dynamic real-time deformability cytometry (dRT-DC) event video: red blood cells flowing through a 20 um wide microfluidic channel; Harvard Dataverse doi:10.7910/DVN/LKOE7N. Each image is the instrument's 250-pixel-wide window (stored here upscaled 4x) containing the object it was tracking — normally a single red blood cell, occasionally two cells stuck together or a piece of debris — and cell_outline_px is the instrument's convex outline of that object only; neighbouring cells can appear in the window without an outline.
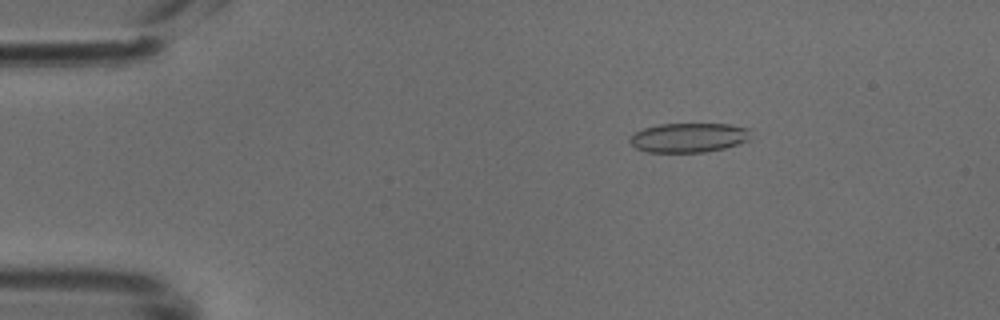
{"species": "common noctule bat (a hibernating species)", "species_latin": "Nyctalus noctula", "temperature_condition": "cold", "stored_images_in_passage": 41, "camera_frame_rate_fps": 3000, "um_per_image_px": 0.085, "animal": {"sex": "male", "body_mass_g": 18.8}, "frame": {"image": 1, "passage_image": 3, "time_ms": 0.667, "image_size_px": [1000, 320], "cell_outline_px": [[748, 140], [724, 148], [704, 152], [644, 152], [636, 148], [628, 140], [636, 132], [644, 128], [660, 124], [732, 124], [748, 128]], "centroid_in_image_um": [58.51, 11.7], "position_along_channel_um": 26.5, "area_um2": 20.52}}
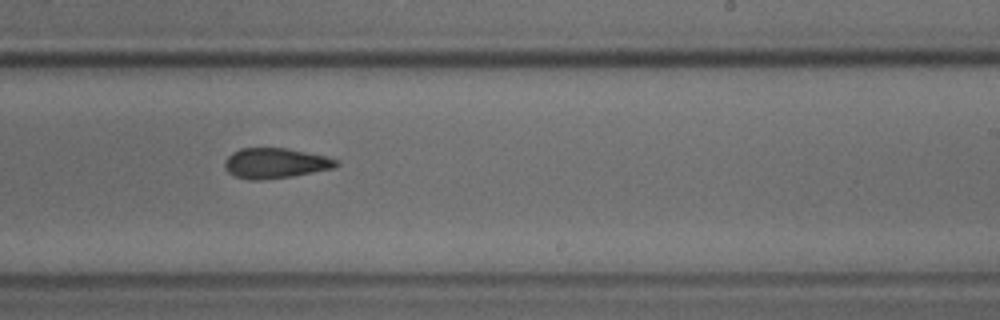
{"frame": {"image": 2, "passage_image": 25, "time_ms": 8.0, "image_size_px": [1000, 320], "cell_outline_px": [[340, 164], [332, 168], [292, 176], [260, 180], [248, 180], [236, 176], [228, 172], [224, 168], [224, 160], [232, 152], [240, 148], [288, 148], [324, 156], [340, 160]], "centroid_in_image_um": [23.37, 13.86], "position_along_channel_um": 265.6, "area_um2": 19.65}}
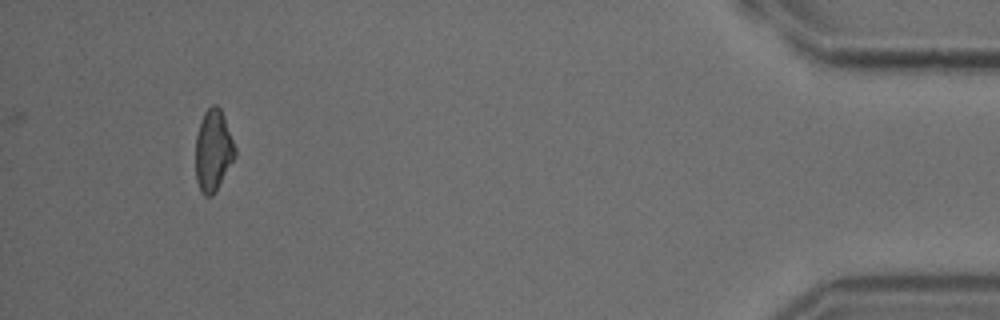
{"frame": {"image": 3, "passage_image": 41, "time_ms": 13.333, "image_size_px": [1000, 320], "cell_outline_px": [[236, 152], [216, 192], [212, 196], [204, 196], [200, 192], [196, 180], [196, 136], [204, 112], [212, 104], [216, 104], [220, 108], [224, 116], [236, 148]], "centroid_in_image_um": [18.11, 12.8], "position_along_channel_um": 417.1, "area_um2": 18.61}}